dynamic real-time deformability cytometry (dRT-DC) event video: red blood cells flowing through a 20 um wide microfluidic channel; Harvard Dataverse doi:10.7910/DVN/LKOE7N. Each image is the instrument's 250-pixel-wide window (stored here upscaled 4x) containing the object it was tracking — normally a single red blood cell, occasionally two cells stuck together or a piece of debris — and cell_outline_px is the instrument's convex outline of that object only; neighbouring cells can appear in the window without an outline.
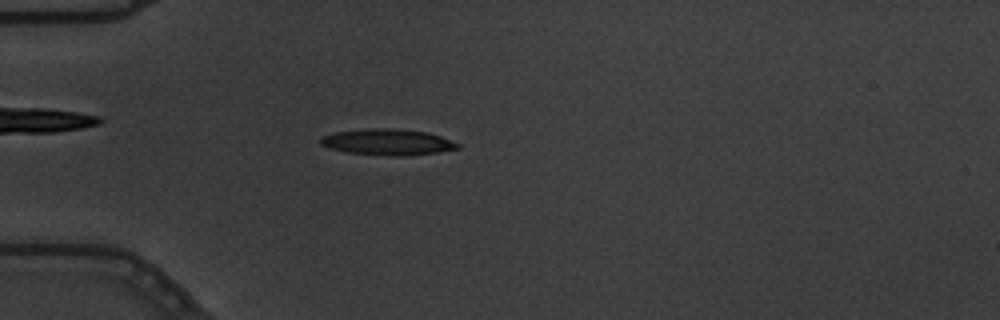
{"species": "common noctule bat (a hibernating species)", "species_latin": "Nyctalus noctula", "temperature_condition": "warm", "stored_images_in_passage": 56, "camera_frame_rate_fps": 3000, "um_per_image_px": 0.085, "animal": {"sex": "male", "body_mass_g": 19.5, "forearm_length_mm": 54.6}, "frame": {"image": 1, "passage_image": 17, "time_ms": 5.333, "image_size_px": [1000, 320], "cell_outline_px": [[460, 148], [440, 152], [400, 156], [392, 156], [348, 152], [332, 148], [320, 144], [320, 136], [336, 132], [368, 128], [396, 128], [428, 132], [440, 136], [460, 144]], "centroid_in_image_um": [32.97, 12.06], "position_along_channel_um": 52.0, "area_um2": 20.81}}
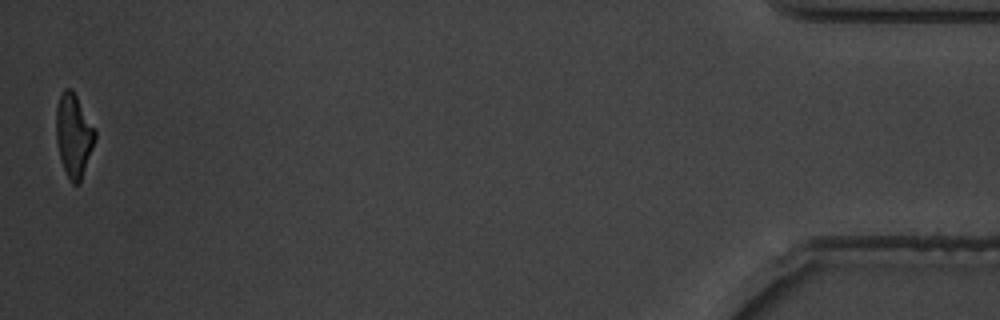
{"frame": {"image": 2, "passage_image": 56, "time_ms": 18.333, "image_size_px": [1000, 320], "cell_outline_px": [[96, 136], [80, 184], [72, 184], [60, 160], [56, 144], [56, 104], [60, 92], [64, 88], [72, 88], [96, 128]], "centroid_in_image_um": [6.25, 11.45], "position_along_channel_um": 428.9, "area_um2": 19.19}, "authors_computed_cell_mechanics": {"area_um2": 20.0855, "velocity_mm_per_s": 3.6614, "shape_relaxation_time_tau1_ms": 5.2727, "shape_relaxation_time_tau2_ms": 1.526, "deformation_change_tau1": 0.2025, "deformation_change_tau2": 0.1158}}